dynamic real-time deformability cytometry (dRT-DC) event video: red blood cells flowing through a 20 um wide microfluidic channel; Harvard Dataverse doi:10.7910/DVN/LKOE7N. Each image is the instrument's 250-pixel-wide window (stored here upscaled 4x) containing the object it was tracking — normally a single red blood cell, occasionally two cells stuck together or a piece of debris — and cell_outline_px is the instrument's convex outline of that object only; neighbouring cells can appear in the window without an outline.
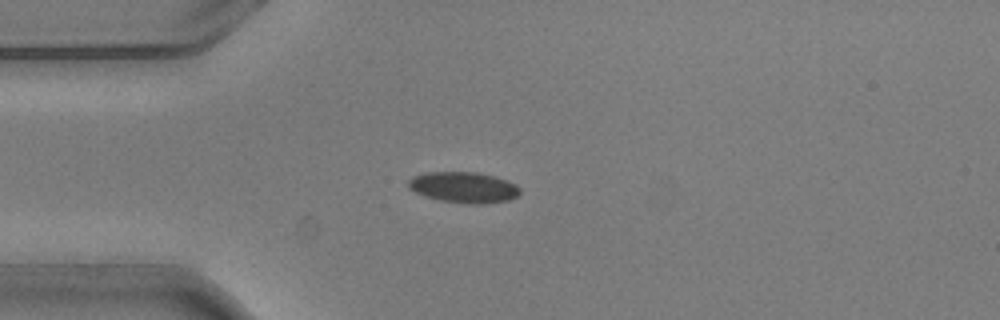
{"species": "common noctule bat (a hibernating species)", "species_latin": "Nyctalus noctula", "temperature_condition": "warm", "stored_images_in_passage": 3, "camera_frame_rate_fps": 3000, "um_per_image_px": 0.085, "animal": {"sex": "male", "body_mass_g": 20.5, "forearm_length_mm": 52.5}, "frame": {"image": 1, "passage_image": 3, "time_ms": 0.667, "image_size_px": [1000, 320], "cell_outline_px": [[520, 192], [516, 196], [508, 200], [484, 204], [468, 204], [440, 200], [424, 196], [408, 188], [408, 180], [412, 176], [424, 172], [476, 172], [492, 176], [516, 184], [520, 188]], "centroid_in_image_um": [39.37, 15.92], "position_along_channel_um": 45.6, "area_um2": 20.06}}